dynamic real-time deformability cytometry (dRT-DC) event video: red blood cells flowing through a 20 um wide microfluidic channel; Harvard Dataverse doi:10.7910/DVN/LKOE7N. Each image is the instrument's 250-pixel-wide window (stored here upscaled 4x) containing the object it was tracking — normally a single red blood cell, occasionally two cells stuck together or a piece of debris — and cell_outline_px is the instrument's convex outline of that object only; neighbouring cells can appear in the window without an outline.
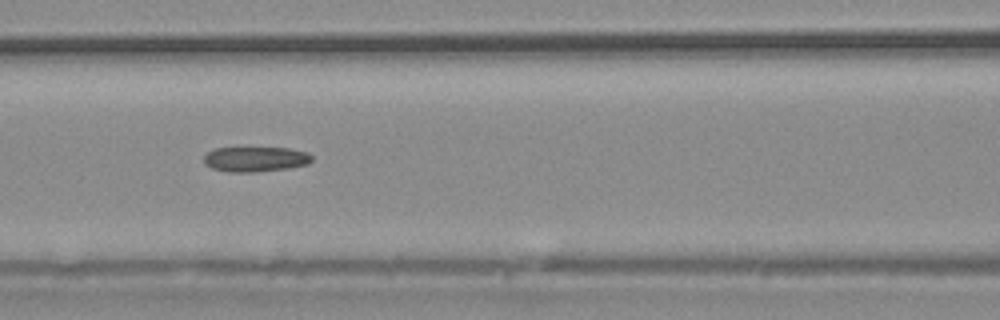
{"species": "common noctule bat (a hibernating species)", "species_latin": "Nyctalus noctula", "temperature_condition": "warm", "stored_images_in_passage": 38, "camera_frame_rate_fps": 3000, "um_per_image_px": 0.085, "animal": {"sex": "male", "body_mass_g": 20.4}, "frame": {"image": 1, "passage_image": 17, "time_ms": 5.333, "image_size_px": [1000, 320], "cell_outline_px": [[312, 160], [308, 164], [288, 168], [256, 172], [228, 172], [212, 168], [204, 164], [204, 156], [208, 152], [216, 148], [288, 148], [308, 152], [312, 156]], "centroid_in_image_um": [21.72, 13.53], "position_along_channel_um": 144.9, "area_um2": 15.78}}